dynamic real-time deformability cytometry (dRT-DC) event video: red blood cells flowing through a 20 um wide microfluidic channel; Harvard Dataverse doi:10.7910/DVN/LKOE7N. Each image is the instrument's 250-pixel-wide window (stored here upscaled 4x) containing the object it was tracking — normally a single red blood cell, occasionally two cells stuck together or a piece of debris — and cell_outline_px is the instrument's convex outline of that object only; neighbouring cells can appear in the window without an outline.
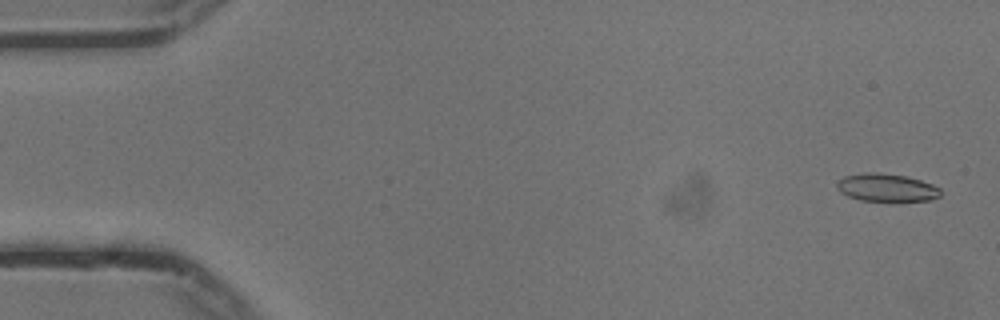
{"species": "common noctule bat (a hibernating species)", "species_latin": "Nyctalus noctula", "temperature_condition": "cold", "stored_images_in_passage": 54, "camera_frame_rate_fps": 3000, "um_per_image_px": 0.085, "animal": {"sex": "male", "body_mass_g": 13.3}, "frame": {"image": 1, "passage_image": 1, "time_ms": 0.0, "image_size_px": [1000, 320], "cell_outline_px": [[940, 196], [928, 200], [860, 200], [848, 196], [840, 192], [836, 188], [836, 184], [844, 176], [872, 172], [904, 176], [920, 180], [932, 184], [940, 188]], "centroid_in_image_um": [75.34, 15.94], "position_along_channel_um": 9.7, "area_um2": 16.36}}
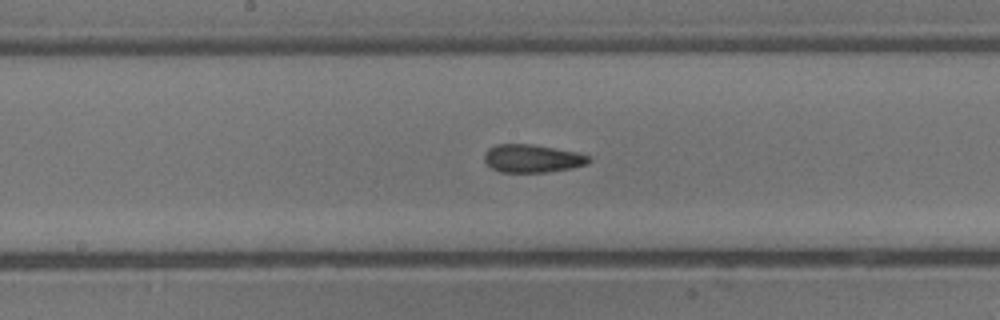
{"frame": {"image": 2, "passage_image": 27, "time_ms": 8.667, "image_size_px": [1000, 320], "cell_outline_px": [[592, 160], [588, 164], [572, 168], [548, 172], [500, 172], [492, 168], [484, 160], [484, 152], [488, 148], [496, 144], [532, 144], [576, 152], [588, 156]], "centroid_in_image_um": [45.23, 13.47], "position_along_channel_um": 203.0, "area_um2": 17.11}}
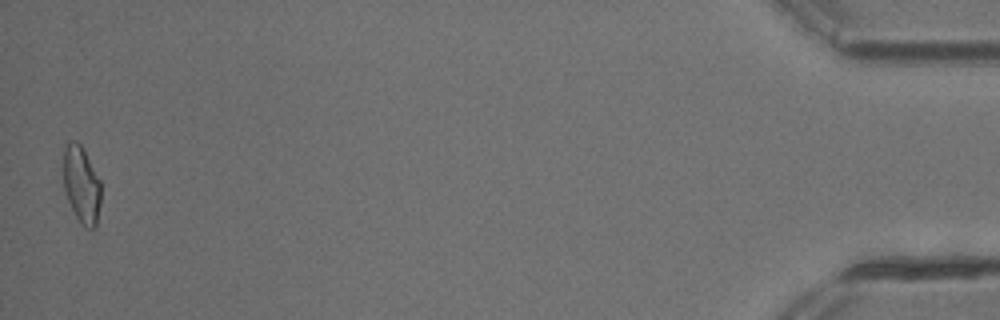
{"frame": {"image": 3, "passage_image": 53, "time_ms": 17.333, "image_size_px": [1000, 320], "cell_outline_px": [[100, 204], [96, 228], [88, 228], [76, 216], [68, 200], [64, 188], [64, 148], [68, 140], [76, 140], [80, 144], [100, 180]], "centroid_in_image_um": [6.93, 15.67], "position_along_channel_um": 428.3, "area_um2": 16.53}, "authors_computed_cell_mechanics": {"area_um2": 17.1088, "velocity_mm_per_s": 3.756, "shape_relaxation_time_tau1_ms": 7.5491, "shape_relaxation_time_tau2_ms": 1.8475, "deformation_change_tau1": 0.1828, "deformation_change_tau2": 0.0854}}